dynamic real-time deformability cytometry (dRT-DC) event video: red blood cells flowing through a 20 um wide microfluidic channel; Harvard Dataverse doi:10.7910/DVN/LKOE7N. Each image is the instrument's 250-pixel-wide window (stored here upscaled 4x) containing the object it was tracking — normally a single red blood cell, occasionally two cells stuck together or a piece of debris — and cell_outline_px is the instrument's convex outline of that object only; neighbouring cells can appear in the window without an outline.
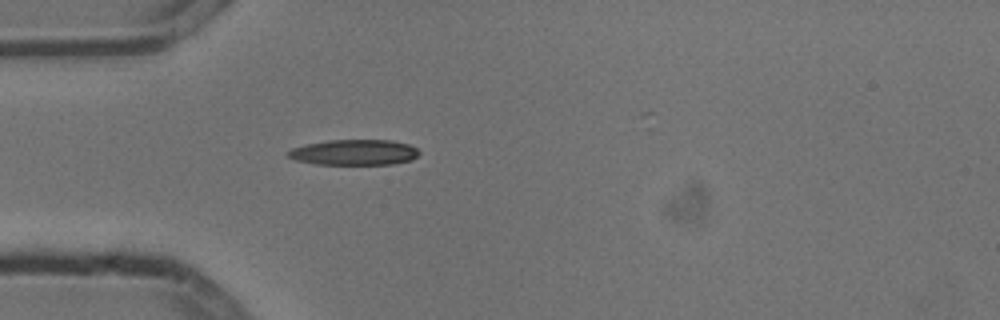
{"species": "common noctule bat (a hibernating species)", "species_latin": "Nyctalus noctula", "temperature_condition": "cold", "stored_images_in_passage": 5, "camera_frame_rate_fps": 3000, "um_per_image_px": 0.085, "animal": {"sex": "male", "body_mass_g": 13.3}, "frame": {"image": 1, "passage_image": 5, "time_ms": 1.333, "image_size_px": [1000, 320], "cell_outline_px": [[420, 152], [412, 160], [392, 164], [316, 164], [296, 160], [288, 156], [288, 152], [292, 148], [308, 144], [328, 140], [392, 140], [408, 144], [416, 148]], "centroid_in_image_um": [30.14, 12.95], "position_along_channel_um": 54.9, "area_um2": 19.36}}